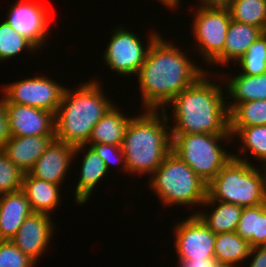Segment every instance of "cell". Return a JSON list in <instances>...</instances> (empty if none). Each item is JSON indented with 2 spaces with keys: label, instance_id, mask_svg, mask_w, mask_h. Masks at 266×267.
<instances>
[{
  "label": "cell",
  "instance_id": "6da1fadb",
  "mask_svg": "<svg viewBox=\"0 0 266 267\" xmlns=\"http://www.w3.org/2000/svg\"><path fill=\"white\" fill-rule=\"evenodd\" d=\"M205 72L159 35L137 73L144 109L166 111L167 104Z\"/></svg>",
  "mask_w": 266,
  "mask_h": 267
},
{
  "label": "cell",
  "instance_id": "7a4b0ae2",
  "mask_svg": "<svg viewBox=\"0 0 266 267\" xmlns=\"http://www.w3.org/2000/svg\"><path fill=\"white\" fill-rule=\"evenodd\" d=\"M205 72L167 105H173L171 134H230L229 112L221 85Z\"/></svg>",
  "mask_w": 266,
  "mask_h": 267
},
{
  "label": "cell",
  "instance_id": "3957f363",
  "mask_svg": "<svg viewBox=\"0 0 266 267\" xmlns=\"http://www.w3.org/2000/svg\"><path fill=\"white\" fill-rule=\"evenodd\" d=\"M100 83L91 80L74 91L65 88L54 115L55 139L74 146V155L87 148L92 128L114 105L104 95Z\"/></svg>",
  "mask_w": 266,
  "mask_h": 267
},
{
  "label": "cell",
  "instance_id": "277c9868",
  "mask_svg": "<svg viewBox=\"0 0 266 267\" xmlns=\"http://www.w3.org/2000/svg\"><path fill=\"white\" fill-rule=\"evenodd\" d=\"M161 111L163 116L158 110L132 116L122 143L127 173L152 175L172 151L169 117L167 111Z\"/></svg>",
  "mask_w": 266,
  "mask_h": 267
},
{
  "label": "cell",
  "instance_id": "5b68a950",
  "mask_svg": "<svg viewBox=\"0 0 266 267\" xmlns=\"http://www.w3.org/2000/svg\"><path fill=\"white\" fill-rule=\"evenodd\" d=\"M248 158L237 154L207 184L206 200H217L242 207H254L266 202V168L263 172Z\"/></svg>",
  "mask_w": 266,
  "mask_h": 267
},
{
  "label": "cell",
  "instance_id": "8992f818",
  "mask_svg": "<svg viewBox=\"0 0 266 267\" xmlns=\"http://www.w3.org/2000/svg\"><path fill=\"white\" fill-rule=\"evenodd\" d=\"M151 176L149 187L164 206H201L206 200L207 184L172 151Z\"/></svg>",
  "mask_w": 266,
  "mask_h": 267
},
{
  "label": "cell",
  "instance_id": "52a82bcc",
  "mask_svg": "<svg viewBox=\"0 0 266 267\" xmlns=\"http://www.w3.org/2000/svg\"><path fill=\"white\" fill-rule=\"evenodd\" d=\"M172 152L208 184L233 157L219 142L231 134H171ZM227 152V153H226Z\"/></svg>",
  "mask_w": 266,
  "mask_h": 267
},
{
  "label": "cell",
  "instance_id": "ba28073f",
  "mask_svg": "<svg viewBox=\"0 0 266 267\" xmlns=\"http://www.w3.org/2000/svg\"><path fill=\"white\" fill-rule=\"evenodd\" d=\"M194 12L193 36L199 45L206 63H212L222 54L231 22V15L225 8L199 7Z\"/></svg>",
  "mask_w": 266,
  "mask_h": 267
},
{
  "label": "cell",
  "instance_id": "9c48e42d",
  "mask_svg": "<svg viewBox=\"0 0 266 267\" xmlns=\"http://www.w3.org/2000/svg\"><path fill=\"white\" fill-rule=\"evenodd\" d=\"M126 29L121 26L113 31L103 57L105 64L117 74L134 76L145 62L149 47L159 34H152L148 44L144 45L135 33Z\"/></svg>",
  "mask_w": 266,
  "mask_h": 267
},
{
  "label": "cell",
  "instance_id": "30bf717a",
  "mask_svg": "<svg viewBox=\"0 0 266 267\" xmlns=\"http://www.w3.org/2000/svg\"><path fill=\"white\" fill-rule=\"evenodd\" d=\"M47 76L17 80L4 86L5 103H16L46 110L55 115L63 97L65 86Z\"/></svg>",
  "mask_w": 266,
  "mask_h": 267
},
{
  "label": "cell",
  "instance_id": "8fae6325",
  "mask_svg": "<svg viewBox=\"0 0 266 267\" xmlns=\"http://www.w3.org/2000/svg\"><path fill=\"white\" fill-rule=\"evenodd\" d=\"M174 229V248L179 260L215 258L216 234L197 215L189 216Z\"/></svg>",
  "mask_w": 266,
  "mask_h": 267
},
{
  "label": "cell",
  "instance_id": "7c38bea8",
  "mask_svg": "<svg viewBox=\"0 0 266 267\" xmlns=\"http://www.w3.org/2000/svg\"><path fill=\"white\" fill-rule=\"evenodd\" d=\"M9 10L6 21L15 31L30 39L39 50L48 35L50 10L44 4L33 0L14 1Z\"/></svg>",
  "mask_w": 266,
  "mask_h": 267
},
{
  "label": "cell",
  "instance_id": "4fadbf2b",
  "mask_svg": "<svg viewBox=\"0 0 266 267\" xmlns=\"http://www.w3.org/2000/svg\"><path fill=\"white\" fill-rule=\"evenodd\" d=\"M53 224L50 215L33 212L24 220L11 241L37 263L52 239Z\"/></svg>",
  "mask_w": 266,
  "mask_h": 267
},
{
  "label": "cell",
  "instance_id": "5bb4252c",
  "mask_svg": "<svg viewBox=\"0 0 266 267\" xmlns=\"http://www.w3.org/2000/svg\"><path fill=\"white\" fill-rule=\"evenodd\" d=\"M11 136L55 135L54 114L43 109L6 103Z\"/></svg>",
  "mask_w": 266,
  "mask_h": 267
},
{
  "label": "cell",
  "instance_id": "9a60e30c",
  "mask_svg": "<svg viewBox=\"0 0 266 267\" xmlns=\"http://www.w3.org/2000/svg\"><path fill=\"white\" fill-rule=\"evenodd\" d=\"M74 153V146L54 139L28 173L37 179L61 185Z\"/></svg>",
  "mask_w": 266,
  "mask_h": 267
},
{
  "label": "cell",
  "instance_id": "2e32d148",
  "mask_svg": "<svg viewBox=\"0 0 266 267\" xmlns=\"http://www.w3.org/2000/svg\"><path fill=\"white\" fill-rule=\"evenodd\" d=\"M54 139L55 135L11 136L2 151L25 174L32 169Z\"/></svg>",
  "mask_w": 266,
  "mask_h": 267
},
{
  "label": "cell",
  "instance_id": "e0dca14e",
  "mask_svg": "<svg viewBox=\"0 0 266 267\" xmlns=\"http://www.w3.org/2000/svg\"><path fill=\"white\" fill-rule=\"evenodd\" d=\"M32 213L22 190L0 195V240H11Z\"/></svg>",
  "mask_w": 266,
  "mask_h": 267
},
{
  "label": "cell",
  "instance_id": "ac0fdd59",
  "mask_svg": "<svg viewBox=\"0 0 266 267\" xmlns=\"http://www.w3.org/2000/svg\"><path fill=\"white\" fill-rule=\"evenodd\" d=\"M264 32L253 25L243 24L231 19L222 54L213 62L226 66L228 62H237Z\"/></svg>",
  "mask_w": 266,
  "mask_h": 267
},
{
  "label": "cell",
  "instance_id": "d6986e66",
  "mask_svg": "<svg viewBox=\"0 0 266 267\" xmlns=\"http://www.w3.org/2000/svg\"><path fill=\"white\" fill-rule=\"evenodd\" d=\"M60 185L46 182L25 173L22 191L25 193L31 209L35 213L50 215L53 209L60 204Z\"/></svg>",
  "mask_w": 266,
  "mask_h": 267
},
{
  "label": "cell",
  "instance_id": "ffe728a7",
  "mask_svg": "<svg viewBox=\"0 0 266 267\" xmlns=\"http://www.w3.org/2000/svg\"><path fill=\"white\" fill-rule=\"evenodd\" d=\"M132 117H127L113 105L92 128L90 144H111L122 146L127 126Z\"/></svg>",
  "mask_w": 266,
  "mask_h": 267
},
{
  "label": "cell",
  "instance_id": "44dd1931",
  "mask_svg": "<svg viewBox=\"0 0 266 267\" xmlns=\"http://www.w3.org/2000/svg\"><path fill=\"white\" fill-rule=\"evenodd\" d=\"M228 83V85H227ZM226 86L227 93L234 99L233 103H226L227 110L230 113L239 103L266 100V73L251 76L238 73L228 80Z\"/></svg>",
  "mask_w": 266,
  "mask_h": 267
},
{
  "label": "cell",
  "instance_id": "7402d4cb",
  "mask_svg": "<svg viewBox=\"0 0 266 267\" xmlns=\"http://www.w3.org/2000/svg\"><path fill=\"white\" fill-rule=\"evenodd\" d=\"M217 203V204H216ZM217 206L206 214L205 212L193 213L197 215L203 223L215 234L235 232L241 217L243 207L231 203L217 200H205L202 206Z\"/></svg>",
  "mask_w": 266,
  "mask_h": 267
},
{
  "label": "cell",
  "instance_id": "603a6c76",
  "mask_svg": "<svg viewBox=\"0 0 266 267\" xmlns=\"http://www.w3.org/2000/svg\"><path fill=\"white\" fill-rule=\"evenodd\" d=\"M89 147L86 149L87 151L81 163L80 178L74 194L75 201L79 205L87 202L96 184L108 173V169L102 158L91 146Z\"/></svg>",
  "mask_w": 266,
  "mask_h": 267
},
{
  "label": "cell",
  "instance_id": "cb8c5ba5",
  "mask_svg": "<svg viewBox=\"0 0 266 267\" xmlns=\"http://www.w3.org/2000/svg\"><path fill=\"white\" fill-rule=\"evenodd\" d=\"M235 232L252 247L266 245V202L254 207H243Z\"/></svg>",
  "mask_w": 266,
  "mask_h": 267
},
{
  "label": "cell",
  "instance_id": "d4e9b609",
  "mask_svg": "<svg viewBox=\"0 0 266 267\" xmlns=\"http://www.w3.org/2000/svg\"><path fill=\"white\" fill-rule=\"evenodd\" d=\"M251 244L236 232L216 234L214 257L218 264L237 266L249 258Z\"/></svg>",
  "mask_w": 266,
  "mask_h": 267
},
{
  "label": "cell",
  "instance_id": "484cf974",
  "mask_svg": "<svg viewBox=\"0 0 266 267\" xmlns=\"http://www.w3.org/2000/svg\"><path fill=\"white\" fill-rule=\"evenodd\" d=\"M266 125V100L239 103L229 113V132L233 137L241 127Z\"/></svg>",
  "mask_w": 266,
  "mask_h": 267
},
{
  "label": "cell",
  "instance_id": "4316f807",
  "mask_svg": "<svg viewBox=\"0 0 266 267\" xmlns=\"http://www.w3.org/2000/svg\"><path fill=\"white\" fill-rule=\"evenodd\" d=\"M228 10L232 20L266 32V0H233Z\"/></svg>",
  "mask_w": 266,
  "mask_h": 267
},
{
  "label": "cell",
  "instance_id": "83f0119b",
  "mask_svg": "<svg viewBox=\"0 0 266 267\" xmlns=\"http://www.w3.org/2000/svg\"><path fill=\"white\" fill-rule=\"evenodd\" d=\"M28 48L29 51H37V46L26 36L15 31L14 28L4 20L0 24V62L15 57L21 51Z\"/></svg>",
  "mask_w": 266,
  "mask_h": 267
},
{
  "label": "cell",
  "instance_id": "f1b7e54d",
  "mask_svg": "<svg viewBox=\"0 0 266 267\" xmlns=\"http://www.w3.org/2000/svg\"><path fill=\"white\" fill-rule=\"evenodd\" d=\"M238 135L242 146L239 150L250 152L253 156L262 162V167L266 168V125H257L251 127H241L233 136Z\"/></svg>",
  "mask_w": 266,
  "mask_h": 267
},
{
  "label": "cell",
  "instance_id": "f546056e",
  "mask_svg": "<svg viewBox=\"0 0 266 267\" xmlns=\"http://www.w3.org/2000/svg\"><path fill=\"white\" fill-rule=\"evenodd\" d=\"M240 74L257 76L266 73V32H264L238 61Z\"/></svg>",
  "mask_w": 266,
  "mask_h": 267
},
{
  "label": "cell",
  "instance_id": "4dcf8cb0",
  "mask_svg": "<svg viewBox=\"0 0 266 267\" xmlns=\"http://www.w3.org/2000/svg\"><path fill=\"white\" fill-rule=\"evenodd\" d=\"M24 173L0 149V195L22 189Z\"/></svg>",
  "mask_w": 266,
  "mask_h": 267
},
{
  "label": "cell",
  "instance_id": "1f68e13d",
  "mask_svg": "<svg viewBox=\"0 0 266 267\" xmlns=\"http://www.w3.org/2000/svg\"><path fill=\"white\" fill-rule=\"evenodd\" d=\"M36 263L11 240H0V267H35Z\"/></svg>",
  "mask_w": 266,
  "mask_h": 267
},
{
  "label": "cell",
  "instance_id": "d6a6232c",
  "mask_svg": "<svg viewBox=\"0 0 266 267\" xmlns=\"http://www.w3.org/2000/svg\"><path fill=\"white\" fill-rule=\"evenodd\" d=\"M90 146L102 158V160L106 164L108 171L110 170L109 168L111 167V164H113L115 162L116 164H118V163L122 164L123 163L121 166V169H123L125 172H127L126 158L124 156L122 146L103 144V143L91 144ZM114 156H116V157H114Z\"/></svg>",
  "mask_w": 266,
  "mask_h": 267
},
{
  "label": "cell",
  "instance_id": "836d02e7",
  "mask_svg": "<svg viewBox=\"0 0 266 267\" xmlns=\"http://www.w3.org/2000/svg\"><path fill=\"white\" fill-rule=\"evenodd\" d=\"M9 119L6 109L5 97L0 99V149L4 147L6 142L10 139Z\"/></svg>",
  "mask_w": 266,
  "mask_h": 267
},
{
  "label": "cell",
  "instance_id": "e575fe53",
  "mask_svg": "<svg viewBox=\"0 0 266 267\" xmlns=\"http://www.w3.org/2000/svg\"><path fill=\"white\" fill-rule=\"evenodd\" d=\"M249 257L253 258L248 267H266V245L252 247Z\"/></svg>",
  "mask_w": 266,
  "mask_h": 267
},
{
  "label": "cell",
  "instance_id": "d590c367",
  "mask_svg": "<svg viewBox=\"0 0 266 267\" xmlns=\"http://www.w3.org/2000/svg\"><path fill=\"white\" fill-rule=\"evenodd\" d=\"M216 258L179 260L178 267H215Z\"/></svg>",
  "mask_w": 266,
  "mask_h": 267
},
{
  "label": "cell",
  "instance_id": "8d00e7d4",
  "mask_svg": "<svg viewBox=\"0 0 266 267\" xmlns=\"http://www.w3.org/2000/svg\"><path fill=\"white\" fill-rule=\"evenodd\" d=\"M201 1V7L208 8H225L228 9L233 0H199Z\"/></svg>",
  "mask_w": 266,
  "mask_h": 267
},
{
  "label": "cell",
  "instance_id": "74e56055",
  "mask_svg": "<svg viewBox=\"0 0 266 267\" xmlns=\"http://www.w3.org/2000/svg\"><path fill=\"white\" fill-rule=\"evenodd\" d=\"M160 1L163 5H166V7L171 8H178L180 0H158Z\"/></svg>",
  "mask_w": 266,
  "mask_h": 267
},
{
  "label": "cell",
  "instance_id": "f35d334b",
  "mask_svg": "<svg viewBox=\"0 0 266 267\" xmlns=\"http://www.w3.org/2000/svg\"><path fill=\"white\" fill-rule=\"evenodd\" d=\"M215 267H236V266L226 265V264H217Z\"/></svg>",
  "mask_w": 266,
  "mask_h": 267
}]
</instances>
